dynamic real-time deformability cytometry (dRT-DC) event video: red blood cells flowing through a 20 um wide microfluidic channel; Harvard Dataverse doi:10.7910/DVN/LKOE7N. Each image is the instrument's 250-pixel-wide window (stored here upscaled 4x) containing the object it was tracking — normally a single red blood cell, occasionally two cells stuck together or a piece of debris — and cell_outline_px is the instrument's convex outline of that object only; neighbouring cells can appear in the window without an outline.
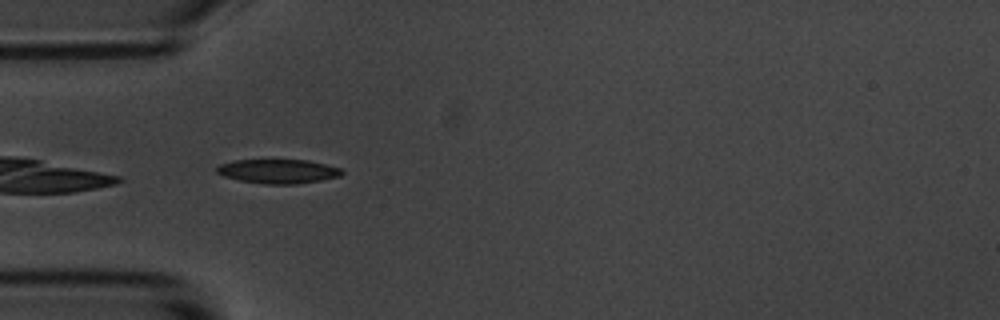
{"species": "common noctule bat (a hibernating species)", "species_latin": "Nyctalus noctula", "temperature_condition": "room temperature", "stored_images_in_passage": 5, "camera_frame_rate_fps": 3000, "um_per_image_px": 0.085, "animal": {"sex": "male", "body_mass_g": 20.1, "forearm_length_mm": 53.5}, "frame": {"image": 1, "passage_image": 4, "time_ms": 3.667, "image_size_px": [1000, 320], "cell_outline_px": [[344, 172], [340, 176], [320, 180], [296, 184], [264, 184], [240, 180], [224, 176], [216, 172], [216, 168], [220, 164], [236, 160], [308, 160], [340, 168]], "centroid_in_image_um": [23.64, 14.56], "position_along_channel_um": 61.4, "area_um2": 17.46}}